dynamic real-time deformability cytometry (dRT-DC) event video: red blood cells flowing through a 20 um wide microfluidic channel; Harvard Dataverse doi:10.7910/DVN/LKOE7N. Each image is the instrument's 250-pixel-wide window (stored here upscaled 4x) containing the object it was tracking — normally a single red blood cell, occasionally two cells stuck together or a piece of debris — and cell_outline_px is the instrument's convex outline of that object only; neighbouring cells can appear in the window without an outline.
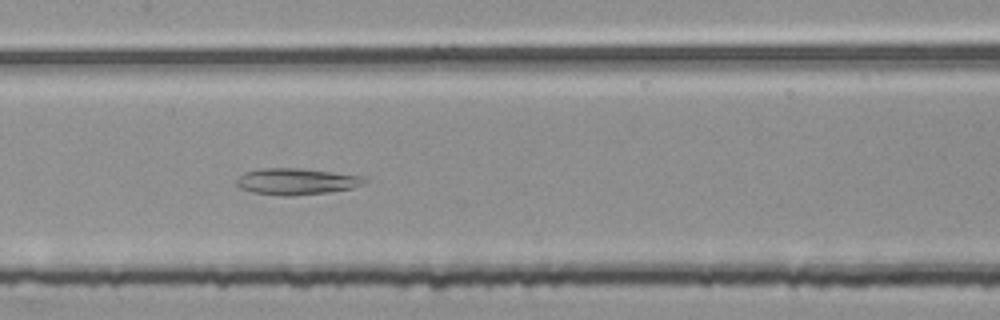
{"species": "common noctule bat (a hibernating species)", "species_latin": "Nyctalus noctula", "temperature_condition": "room temperature", "stored_images_in_passage": 53, "camera_frame_rate_fps": 3000, "um_per_image_px": 0.085, "animal": {"sex": "female", "body_mass_g": 25.1}, "frame": {"image": 1, "passage_image": 27, "time_ms": 8.667, "image_size_px": [1000, 320], "cell_outline_px": [[364, 180], [360, 184], [352, 188], [328, 192], [292, 196], [280, 196], [252, 192], [240, 188], [236, 184], [236, 180], [244, 172], [260, 168], [300, 168], [364, 176]], "centroid_in_image_um": [25.13, 15.42], "position_along_channel_um": 182.3, "area_um2": 19.59}}
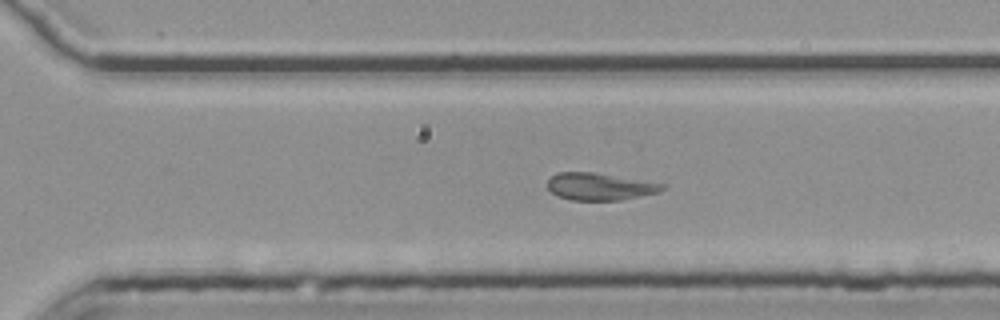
{"frame": {"image": 2, "passage_image": 38, "time_ms": 12.333, "image_size_px": [1000, 320], "cell_outline_px": [[668, 188], [660, 192], [620, 200], [572, 200], [556, 196], [548, 188], [548, 180], [556, 172], [592, 172], [668, 184]], "centroid_in_image_um": [51.03, 15.86], "position_along_channel_um": 319.6, "area_um2": 18.32}}
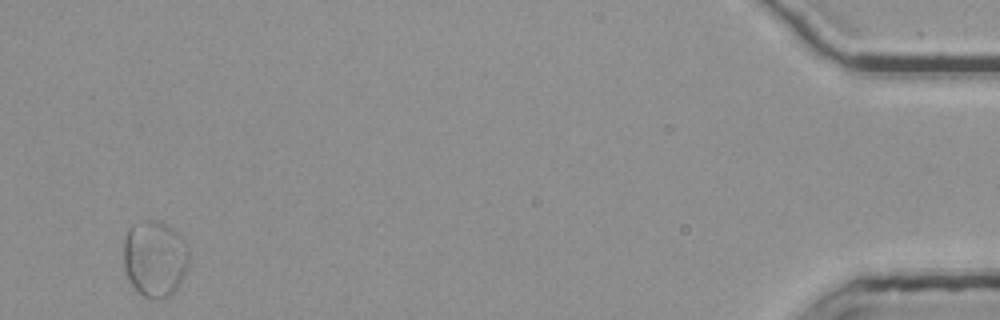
{"frame": {"image": 3, "passage_image": 53, "time_ms": 17.333, "image_size_px": [1000, 320], "cell_outline_px": [[188, 264], [172, 296], [144, 296], [132, 284], [124, 268], [124, 236], [128, 228], [132, 224], [144, 220], [160, 220], [172, 228], [188, 244]], "centroid_in_image_um": [13.15, 21.9], "position_along_channel_um": 422.1, "area_um2": 28.73}}